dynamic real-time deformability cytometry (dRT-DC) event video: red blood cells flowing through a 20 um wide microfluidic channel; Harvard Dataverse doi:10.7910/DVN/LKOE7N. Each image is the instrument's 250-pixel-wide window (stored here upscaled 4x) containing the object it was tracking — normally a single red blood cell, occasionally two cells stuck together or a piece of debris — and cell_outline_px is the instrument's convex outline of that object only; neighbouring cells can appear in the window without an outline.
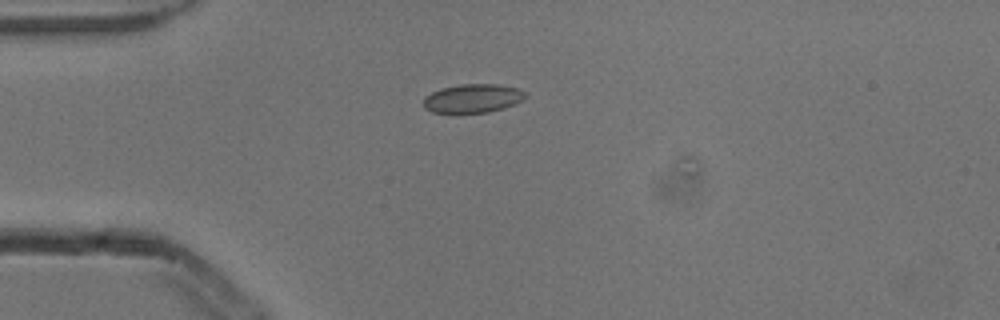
{"species": "common noctule bat (a hibernating species)", "species_latin": "Nyctalus noctula", "temperature_condition": "cold", "stored_images_in_passage": 5, "camera_frame_rate_fps": 3000, "um_per_image_px": 0.085, "animal": {"sex": "male", "body_mass_g": 13.3}, "frame": {"image": 1, "passage_image": 4, "time_ms": 1.0, "image_size_px": [1000, 320], "cell_outline_px": [[528, 96], [524, 100], [516, 104], [488, 112], [432, 112], [424, 108], [424, 96], [440, 88], [460, 84], [496, 84], [516, 88], [528, 92]], "centroid_in_image_um": [40.22, 8.35], "position_along_channel_um": 44.8, "area_um2": 17.11}}
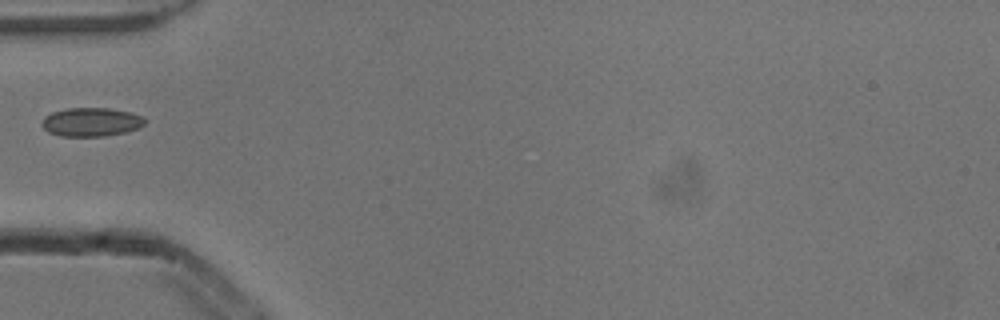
{"frame": {"image": 2, "passage_image": 5, "time_ms": 1.333, "image_size_px": [1000, 320], "cell_outline_px": [[148, 120], [140, 128], [124, 132], [104, 136], [60, 136], [48, 132], [40, 124], [44, 116], [52, 112], [68, 108], [108, 108], [132, 112], [144, 116]], "centroid_in_image_um": [7.78, 10.36], "position_along_channel_um": 77.2, "area_um2": 17.46}}